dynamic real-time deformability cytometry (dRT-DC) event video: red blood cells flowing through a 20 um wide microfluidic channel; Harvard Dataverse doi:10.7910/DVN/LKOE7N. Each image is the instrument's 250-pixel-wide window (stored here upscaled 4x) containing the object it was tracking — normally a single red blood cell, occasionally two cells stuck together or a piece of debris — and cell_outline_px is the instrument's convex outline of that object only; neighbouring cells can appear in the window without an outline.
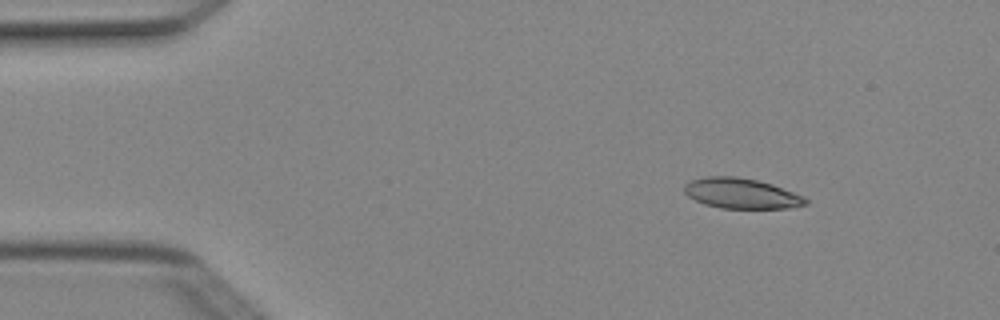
{"species": "Egyptian fruit bat (a non-hibernating species)", "species_latin": "Rousettus aegyptiacus", "temperature_condition": "cold", "stored_images_in_passage": 3, "camera_frame_rate_fps": 3000, "um_per_image_px": 0.085, "animal": {"sex": "female"}, "frame": {"image": 1, "passage_image": 1, "time_ms": 0.0, "image_size_px": [1000, 320], "cell_outline_px": [[808, 204], [788, 208], [720, 208], [704, 204], [688, 196], [684, 192], [684, 184], [692, 180], [708, 176], [736, 176], [756, 180], [772, 184], [804, 196], [808, 200]], "centroid_in_image_um": [63.01, 16.44], "position_along_channel_um": 22.0, "area_um2": 21.39}}